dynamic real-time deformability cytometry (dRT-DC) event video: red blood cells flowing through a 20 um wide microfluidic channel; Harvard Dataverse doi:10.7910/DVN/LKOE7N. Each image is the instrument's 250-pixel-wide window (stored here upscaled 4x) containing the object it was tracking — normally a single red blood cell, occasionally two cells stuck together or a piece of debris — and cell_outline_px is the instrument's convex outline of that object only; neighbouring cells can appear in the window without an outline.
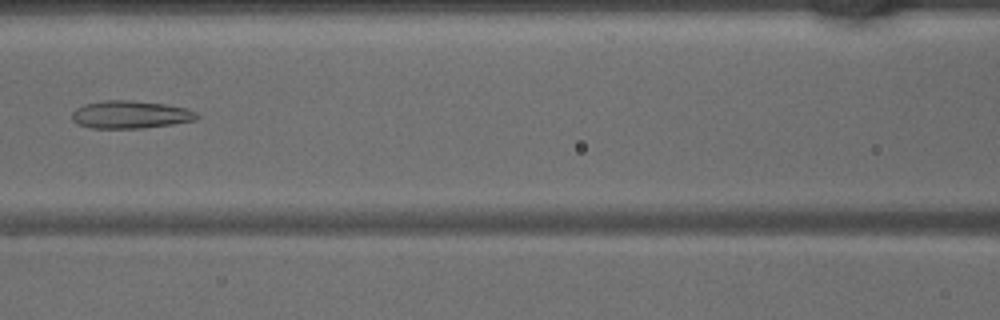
{"species": "common noctule bat (a hibernating species)", "species_latin": "Nyctalus noctula", "temperature_condition": "warm", "stored_images_in_passage": 45, "camera_frame_rate_fps": 3000, "um_per_image_px": 0.085, "animal": {"sex": "male", "body_mass_g": 15.6}, "frame": {"image": 1, "passage_image": 20, "time_ms": 6.333, "image_size_px": [1000, 320], "cell_outline_px": [[200, 116], [196, 120], [172, 124], [144, 128], [88, 128], [76, 124], [72, 120], [72, 112], [76, 108], [84, 104], [104, 100], [132, 100], [164, 104], [188, 108], [196, 112]], "centroid_in_image_um": [11.07, 9.74], "position_along_channel_um": 155.5, "area_um2": 20.4}}
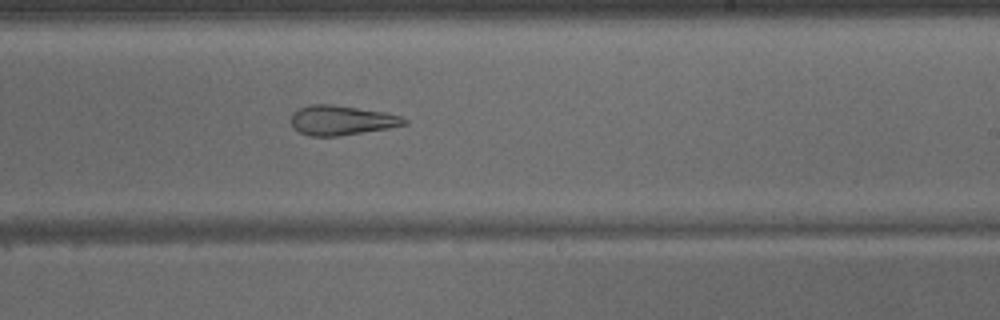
{"frame": {"image": 2, "passage_image": 27, "time_ms": 8.667, "image_size_px": [1000, 320], "cell_outline_px": [[408, 124], [388, 128], [336, 136], [312, 136], [300, 132], [292, 128], [292, 112], [300, 108], [312, 104], [332, 104], [384, 112], [400, 116], [408, 120]], "centroid_in_image_um": [29.02, 10.22], "position_along_channel_um": 260.0, "area_um2": 19.36}}
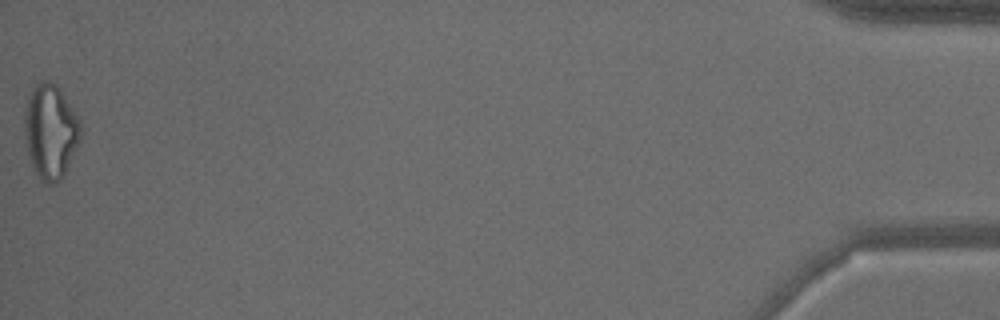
{"frame": {"image": 3, "passage_image": 45, "time_ms": 14.667, "image_size_px": [1000, 320], "cell_outline_px": [[84, 128], [80, 140], [60, 180], [56, 184], [48, 184], [40, 180], [32, 164], [28, 152], [24, 136], [24, 112], [32, 88], [40, 80], [48, 80], [60, 92], [72, 108], [80, 120]], "centroid_in_image_um": [4.29, 11.19], "position_along_channel_um": 430.9, "area_um2": 30.52}}